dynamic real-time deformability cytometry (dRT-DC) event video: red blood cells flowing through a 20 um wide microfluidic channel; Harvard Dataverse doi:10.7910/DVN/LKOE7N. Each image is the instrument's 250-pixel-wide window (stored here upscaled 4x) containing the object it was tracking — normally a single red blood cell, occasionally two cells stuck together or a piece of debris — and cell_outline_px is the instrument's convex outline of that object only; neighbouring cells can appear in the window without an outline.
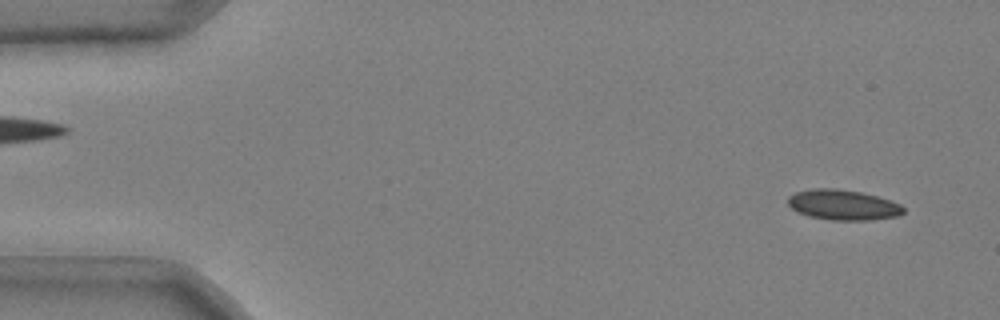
{"species": "common noctule bat (a hibernating species)", "species_latin": "Nyctalus noctula", "temperature_condition": "cold", "stored_images_in_passage": 51, "camera_frame_rate_fps": 3000, "um_per_image_px": 0.085, "animal": {"sex": "male", "body_mass_g": 20.4}, "frame": {"image": 1, "passage_image": 3, "time_ms": 0.667, "image_size_px": [1000, 320], "cell_outline_px": [[904, 212], [900, 216], [872, 220], [832, 220], [808, 216], [796, 212], [788, 204], [788, 196], [796, 192], [812, 188], [836, 188], [860, 192], [876, 196], [900, 204], [904, 208]], "centroid_in_image_um": [71.64, 17.42], "position_along_channel_um": 13.4, "area_um2": 20.46}}
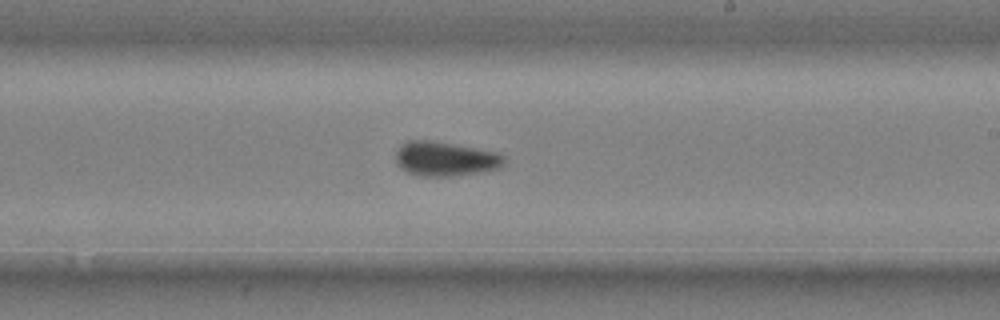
{"frame": {"image": 2, "passage_image": 31, "time_ms": 10.0, "image_size_px": [1000, 320], "cell_outline_px": [[504, 164], [500, 168], [480, 172], [452, 176], [420, 176], [408, 172], [400, 168], [396, 160], [396, 152], [400, 144], [408, 140], [432, 140], [496, 152], [504, 156]], "centroid_in_image_um": [37.82, 13.5], "position_along_channel_um": 251.2, "area_um2": 21.73}}
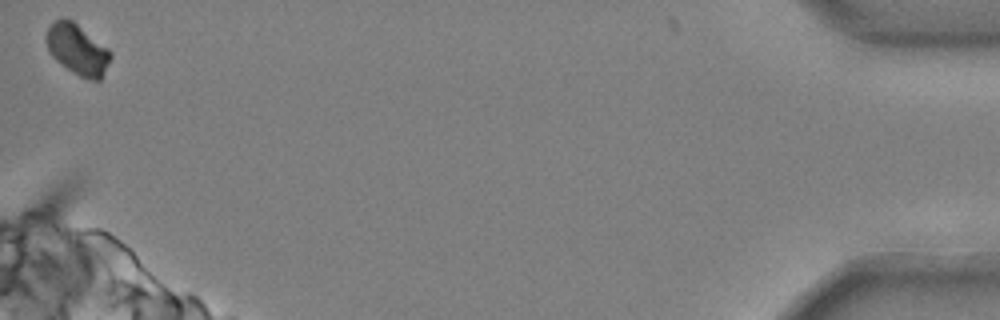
{"frame": {"image": 3, "passage_image": 51, "time_ms": 16.667, "image_size_px": [1000, 320], "cell_outline_px": [[112, 56], [104, 76], [100, 80], [88, 80], [80, 76], [60, 64], [48, 52], [44, 40], [48, 24], [60, 16], [72, 20], [108, 48], [112, 52]], "centroid_in_image_um": [6.55, 4.18], "position_along_channel_um": 428.6, "area_um2": 19.48}, "authors_computed_cell_mechanics": {"area_um2": 20.6346, "velocity_mm_per_s": 3.7079, "shape_relaxation_time_tau1_ms": null, "shape_relaxation_time_tau2_ms": 4.5812, "deformation_change_tau1": null, "deformation_change_tau2": 0.0603}}